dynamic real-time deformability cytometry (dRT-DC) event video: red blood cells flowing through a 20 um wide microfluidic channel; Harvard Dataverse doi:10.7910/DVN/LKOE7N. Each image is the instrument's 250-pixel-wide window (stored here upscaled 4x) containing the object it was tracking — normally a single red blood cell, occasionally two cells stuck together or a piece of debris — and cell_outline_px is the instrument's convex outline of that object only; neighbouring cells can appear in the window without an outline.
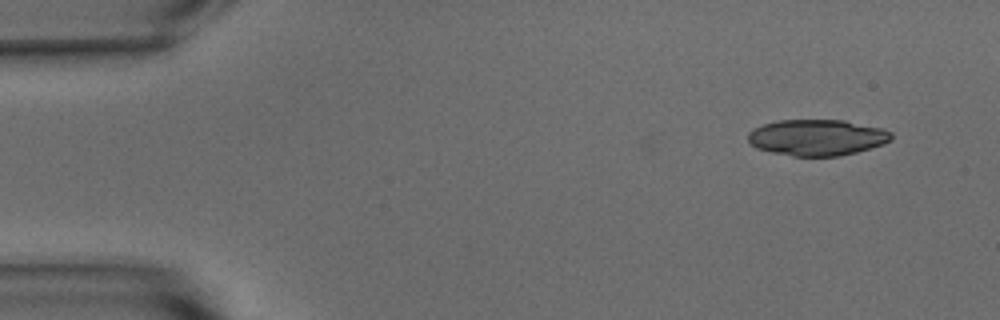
{"species": "common noctule bat (a hibernating species)", "species_latin": "Nyctalus noctula", "temperature_condition": "warm", "stored_images_in_passage": 49, "camera_frame_rate_fps": 3000, "um_per_image_px": 0.085, "animal": {"sex": "male", "body_mass_g": 15.6}, "frame": {"image": 1, "passage_image": 1, "time_ms": 0.0, "image_size_px": [1000, 320], "cell_outline_px": [[892, 140], [884, 144], [856, 152], [840, 156], [792, 156], [772, 152], [756, 148], [748, 144], [748, 132], [752, 128], [776, 120], [844, 120], [884, 128], [892, 132]], "centroid_in_image_um": [69.44, 11.68], "position_along_channel_um": 15.6, "area_um2": 30.52}}